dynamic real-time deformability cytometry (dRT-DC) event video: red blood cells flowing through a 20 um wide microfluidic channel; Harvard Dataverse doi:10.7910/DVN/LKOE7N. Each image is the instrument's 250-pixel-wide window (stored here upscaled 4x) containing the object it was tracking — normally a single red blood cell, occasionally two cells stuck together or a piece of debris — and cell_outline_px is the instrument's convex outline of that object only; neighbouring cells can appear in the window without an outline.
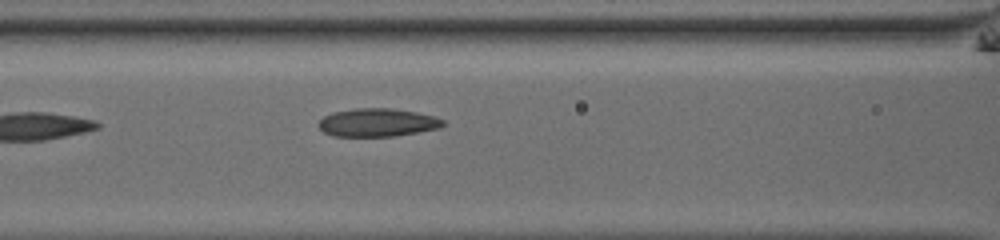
{"species": "common noctule bat (a hibernating species)", "species_latin": "Nyctalus noctula", "temperature_condition": "room temperature", "stored_images_in_passage": 25, "camera_frame_rate_fps": 3000, "um_per_image_px": 0.085, "animal": {"sex": "male", "body_mass_g": 13.0, "forearm_length_mm": 53.1}, "frame": {"image": 1, "passage_image": 8, "time_ms": 2.333, "image_size_px": [1000, 240], "cell_outline_px": [[444, 124], [440, 128], [396, 136], [332, 136], [324, 132], [316, 124], [324, 116], [332, 112], [356, 108], [392, 108], [416, 112], [436, 116], [444, 120]], "centroid_in_image_um": [32.08, 10.41], "position_along_channel_um": 134.5, "area_um2": 20.58}}